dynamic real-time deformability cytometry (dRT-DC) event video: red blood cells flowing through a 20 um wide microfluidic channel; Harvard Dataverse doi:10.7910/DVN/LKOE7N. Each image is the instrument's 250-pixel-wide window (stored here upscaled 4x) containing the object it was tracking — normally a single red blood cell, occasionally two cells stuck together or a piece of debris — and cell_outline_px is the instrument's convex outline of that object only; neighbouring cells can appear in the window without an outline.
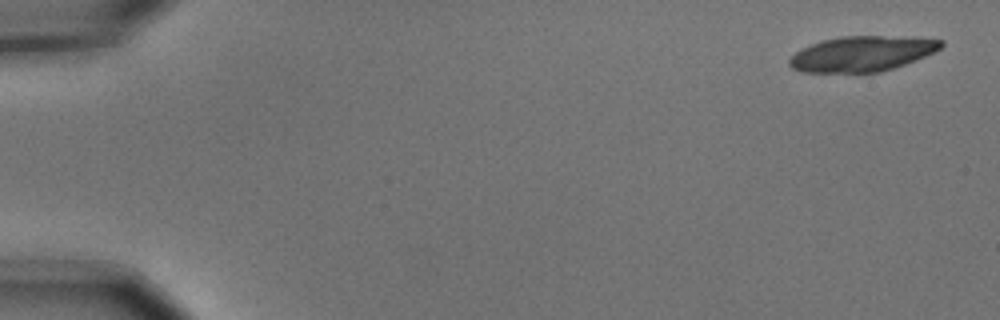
{"species": "common noctule bat (a hibernating species)", "species_latin": "Nyctalus noctula", "temperature_condition": "cold", "stored_images_in_passage": 14, "segment_of_instrument_passage": [1, 2], "camera_frame_rate_fps": 3000, "um_per_image_px": 0.085, "animal": {"sex": "male", "body_mass_g": 15.6}, "frame": {"image": 1, "passage_image": 1, "time_ms": 0.0, "image_size_px": [1000, 320], "cell_outline_px": [[944, 44], [940, 48], [916, 60], [880, 72], [800, 72], [792, 68], [788, 64], [788, 60], [800, 48], [824, 40], [840, 36], [912, 36], [944, 40]], "centroid_in_image_um": [73.27, 4.55], "position_along_channel_um": 11.7, "area_um2": 31.21}}